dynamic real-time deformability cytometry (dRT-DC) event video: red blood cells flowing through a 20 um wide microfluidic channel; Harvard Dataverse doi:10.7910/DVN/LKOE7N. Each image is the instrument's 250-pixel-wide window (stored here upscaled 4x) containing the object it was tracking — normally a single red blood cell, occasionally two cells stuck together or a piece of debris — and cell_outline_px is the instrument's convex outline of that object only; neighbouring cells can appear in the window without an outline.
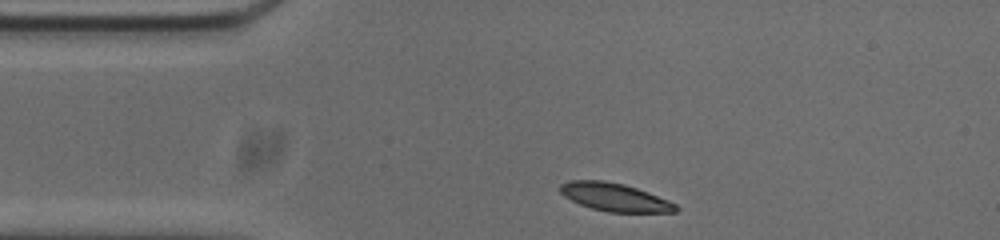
{"species": "common noctule bat (a hibernating species)", "species_latin": "Nyctalus noctula", "temperature_condition": "cold", "stored_images_in_passage": 13, "camera_frame_rate_fps": 3000, "um_per_image_px": 0.085, "animal": {"sex": "male", "body_mass_g": 20.0, "forearm_length_mm": 53.3}, "frame": {"image": 1, "passage_image": 1, "time_ms": 0.0, "image_size_px": [1000, 240], "cell_outline_px": [[680, 208], [676, 212], [608, 212], [592, 208], [580, 204], [564, 196], [560, 192], [560, 184], [568, 180], [604, 180], [624, 184], [648, 192], [668, 200], [676, 204]], "centroid_in_image_um": [52.25, 16.75], "position_along_channel_um": 32.7, "area_um2": 18.9}}
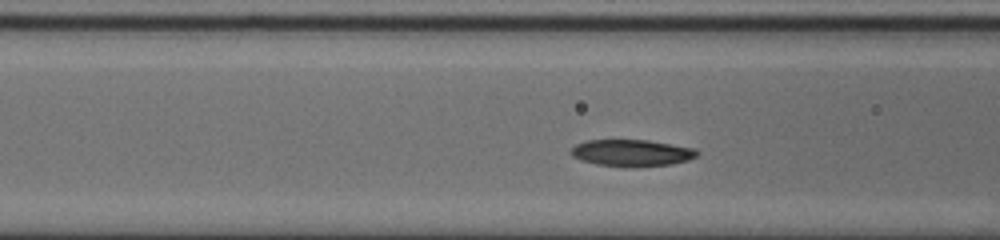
{"frame": {"image": 2, "passage_image": 10, "time_ms": 3.0, "image_size_px": [1000, 240], "cell_outline_px": [[700, 152], [696, 156], [688, 160], [672, 164], [632, 168], [628, 168], [596, 164], [580, 160], [572, 156], [568, 152], [576, 144], [588, 140], [648, 140], [696, 148]], "centroid_in_image_um": [53.7, 13.01], "position_along_channel_um": 112.9, "area_um2": 20.0}}
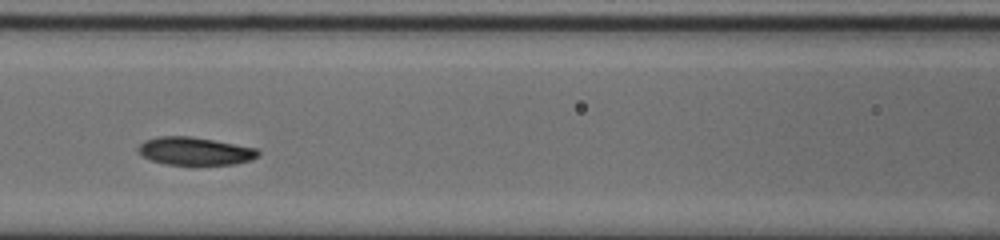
{"frame": {"image": 3, "passage_image": 13, "time_ms": 4.0, "image_size_px": [1000, 240], "cell_outline_px": [[260, 152], [252, 160], [236, 164], [192, 168], [164, 164], [152, 160], [144, 156], [136, 148], [144, 140], [156, 136], [192, 136], [256, 148]], "centroid_in_image_um": [16.56, 12.89], "position_along_channel_um": 150.0, "area_um2": 20.4}}